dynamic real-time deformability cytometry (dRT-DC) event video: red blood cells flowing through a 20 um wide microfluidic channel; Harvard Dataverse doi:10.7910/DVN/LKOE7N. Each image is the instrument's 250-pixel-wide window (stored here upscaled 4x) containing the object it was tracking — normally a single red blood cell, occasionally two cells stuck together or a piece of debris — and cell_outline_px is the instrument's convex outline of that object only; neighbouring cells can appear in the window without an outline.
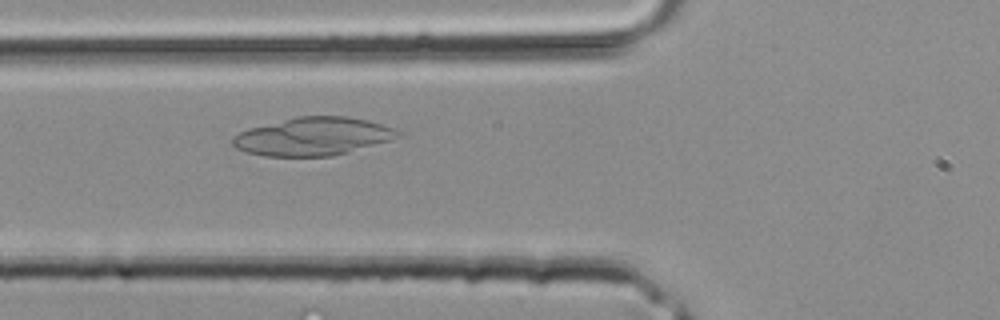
{"species": "common noctule bat (a hibernating species)", "species_latin": "Nyctalus noctula", "temperature_condition": "room temperature", "stored_images_in_passage": 34, "camera_frame_rate_fps": 3000, "um_per_image_px": 0.085, "animal": {"sex": "male", "body_mass_g": 20.4}, "frame": {"image": 1, "passage_image": 10, "time_ms": 3.0, "image_size_px": [1000, 320], "cell_outline_px": [[400, 136], [392, 140], [332, 156], [264, 156], [248, 152], [236, 148], [232, 144], [232, 136], [248, 128], [296, 116], [348, 116], [368, 120], [396, 128], [400, 132]], "centroid_in_image_um": [26.61, 11.59], "position_along_channel_um": 99.2, "area_um2": 36.76}}
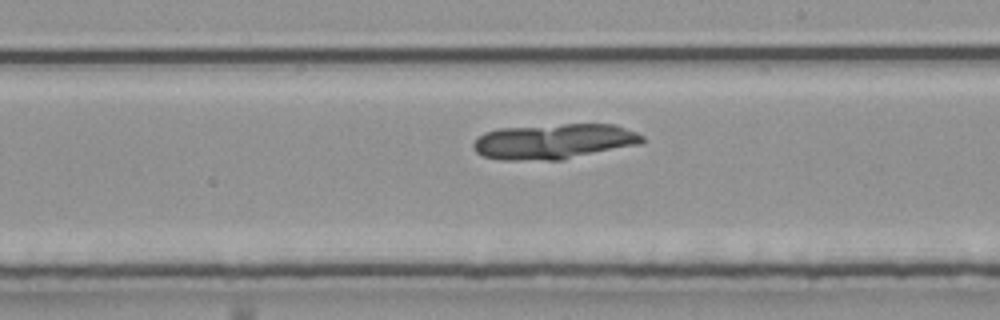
{"frame": {"image": 2, "passage_image": 18, "time_ms": 5.667, "image_size_px": [1000, 320], "cell_outline_px": [[644, 140], [640, 144], [560, 160], [500, 160], [484, 156], [476, 152], [472, 144], [476, 136], [484, 132], [500, 128], [564, 124], [616, 124], [636, 132], [644, 136]], "centroid_in_image_um": [47.06, 12.02], "position_along_channel_um": 241.9, "area_um2": 34.85}}
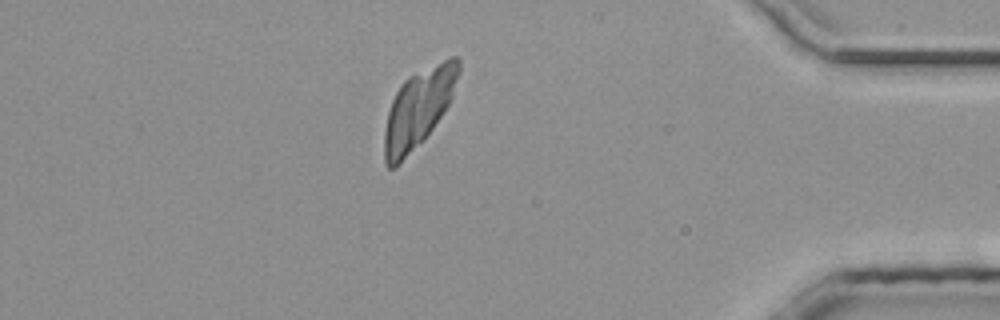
{"frame": {"image": 3, "passage_image": 29, "time_ms": 9.333, "image_size_px": [1000, 320], "cell_outline_px": [[460, 68], [452, 96], [448, 104], [432, 128], [400, 164], [396, 168], [388, 168], [384, 164], [384, 132], [388, 112], [392, 100], [396, 92], [404, 80], [408, 76], [452, 56], [456, 56], [460, 60]], "centroid_in_image_um": [35.53, 9.22], "position_along_channel_um": 399.7, "area_um2": 33.23}}